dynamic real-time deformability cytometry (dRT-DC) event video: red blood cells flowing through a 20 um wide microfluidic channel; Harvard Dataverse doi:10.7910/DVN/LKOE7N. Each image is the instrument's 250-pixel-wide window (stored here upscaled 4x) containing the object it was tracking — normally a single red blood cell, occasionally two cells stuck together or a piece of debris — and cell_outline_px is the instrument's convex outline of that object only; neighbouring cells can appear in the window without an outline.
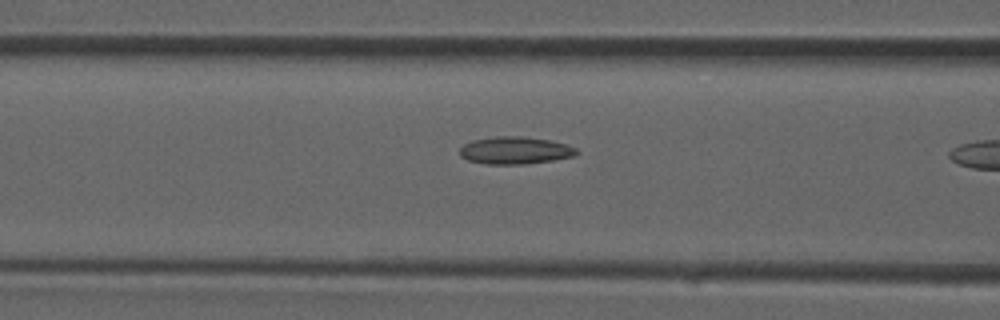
{"species": "common noctule bat (a hibernating species)", "species_latin": "Nyctalus noctula", "temperature_condition": "room temperature", "stored_images_in_passage": 15, "camera_frame_rate_fps": 3000, "um_per_image_px": 0.085, "animal": {"sex": "male", "forearm_length_mm": 52.5}, "frame": {"image": 1, "passage_image": 11, "time_ms": 3.333, "image_size_px": [1000, 320], "cell_outline_px": [[580, 152], [572, 156], [552, 160], [524, 164], [484, 164], [468, 160], [460, 156], [460, 148], [464, 144], [472, 140], [496, 136], [520, 136], [548, 140], [564, 144], [576, 148]], "centroid_in_image_um": [43.74, 12.78], "position_along_channel_um": 122.9, "area_um2": 18.5}}